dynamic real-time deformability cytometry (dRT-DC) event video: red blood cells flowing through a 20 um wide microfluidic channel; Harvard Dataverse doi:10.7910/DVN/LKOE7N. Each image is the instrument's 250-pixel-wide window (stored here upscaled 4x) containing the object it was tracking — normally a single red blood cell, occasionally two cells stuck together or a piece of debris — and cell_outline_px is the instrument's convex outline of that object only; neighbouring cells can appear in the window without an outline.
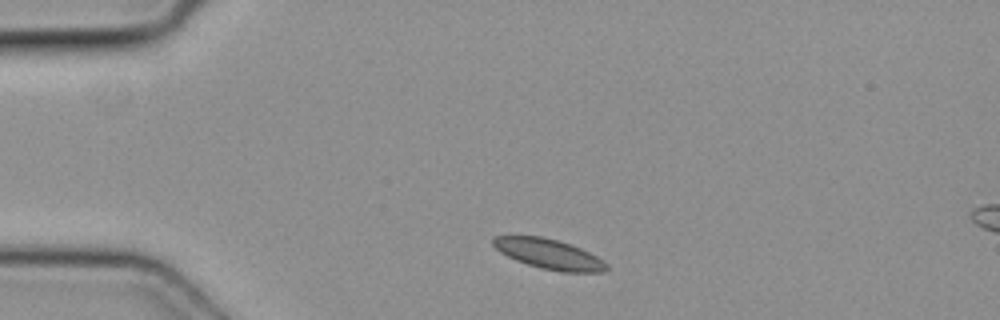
{"species": "common noctule bat (a hibernating species)", "species_latin": "Nyctalus noctula", "temperature_condition": "cold", "stored_images_in_passage": 3, "segment_of_instrument_passage": [1, 2], "camera_frame_rate_fps": 3000, "um_per_image_px": 0.085, "animal": {"sex": "female", "body_mass_g": 19.3, "forearm_length_mm": 54.1}, "frame": {"image": 1, "passage_image": 1, "time_ms": 0.0, "image_size_px": [1000, 320], "cell_outline_px": [[608, 268], [604, 272], [560, 272], [540, 268], [516, 260], [500, 252], [492, 244], [492, 236], [508, 232], [544, 236], [580, 248], [604, 260], [608, 264]], "centroid_in_image_um": [46.56, 21.54], "position_along_channel_um": 38.4, "area_um2": 20.52}}